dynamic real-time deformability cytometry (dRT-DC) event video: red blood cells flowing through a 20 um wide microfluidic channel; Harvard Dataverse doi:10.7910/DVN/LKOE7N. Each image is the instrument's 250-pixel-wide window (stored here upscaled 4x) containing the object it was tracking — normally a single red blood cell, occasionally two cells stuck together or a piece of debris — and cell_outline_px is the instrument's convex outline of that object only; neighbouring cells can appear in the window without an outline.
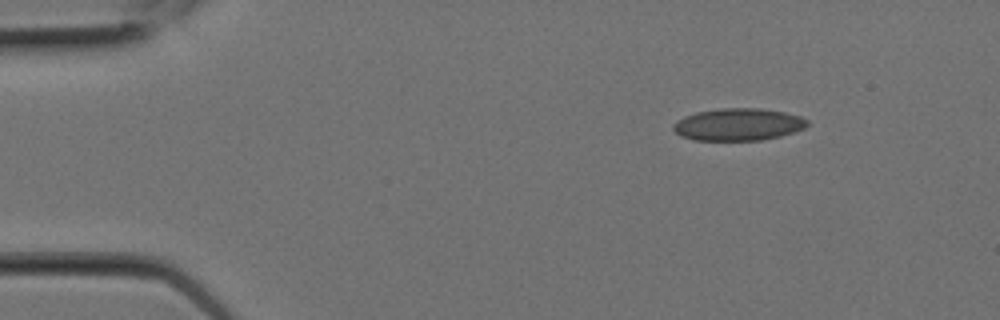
{"species": "Egyptian fruit bat (a non-hibernating species)", "species_latin": "Rousettus aegyptiacus", "temperature_condition": "room temperature", "stored_images_in_passage": 4, "camera_frame_rate_fps": 3000, "um_per_image_px": 0.085, "animal": {"sex": "female"}, "frame": {"image": 1, "passage_image": 1, "time_ms": 0.0, "image_size_px": [1000, 320], "cell_outline_px": [[808, 124], [804, 128], [780, 136], [760, 140], [692, 140], [680, 136], [672, 128], [672, 124], [676, 120], [684, 116], [696, 112], [720, 108], [760, 108], [784, 112], [800, 116], [808, 120]], "centroid_in_image_um": [62.71, 10.57], "position_along_channel_um": 22.3, "area_um2": 25.26}}
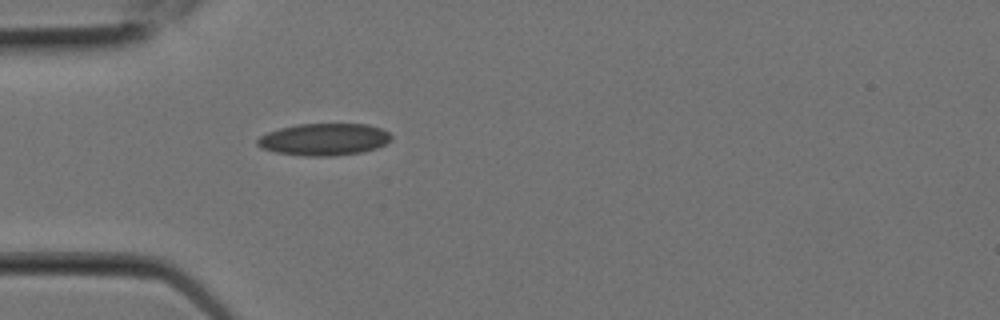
{"frame": {"image": 2, "passage_image": 4, "time_ms": 1.0, "image_size_px": [1000, 320], "cell_outline_px": [[392, 140], [376, 148], [364, 152], [332, 156], [304, 156], [276, 152], [260, 148], [256, 144], [256, 140], [260, 136], [268, 132], [280, 128], [296, 124], [368, 124], [380, 128], [388, 132], [392, 136]], "centroid_in_image_um": [27.54, 11.85], "position_along_channel_um": 57.5, "area_um2": 25.14}}